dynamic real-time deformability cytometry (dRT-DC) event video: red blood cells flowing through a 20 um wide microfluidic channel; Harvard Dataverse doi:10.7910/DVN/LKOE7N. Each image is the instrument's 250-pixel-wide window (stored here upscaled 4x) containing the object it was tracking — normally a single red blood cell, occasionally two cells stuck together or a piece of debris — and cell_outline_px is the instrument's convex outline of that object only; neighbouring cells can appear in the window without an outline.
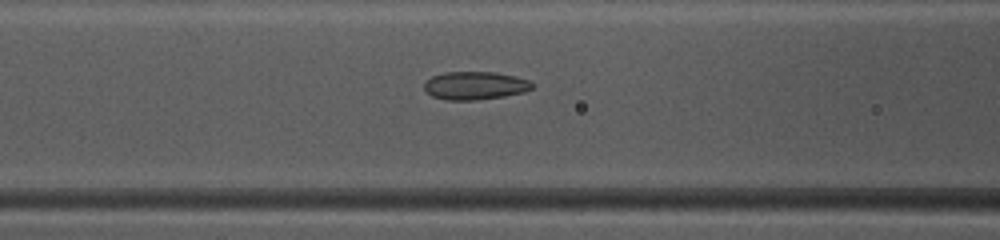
{"species": "common noctule bat (a hibernating species)", "species_latin": "Nyctalus noctula", "temperature_condition": "warm", "stored_images_in_passage": 41, "camera_frame_rate_fps": 3000, "um_per_image_px": 0.085, "animal": {"sex": "female", "body_mass_g": 10.0, "forearm_length_mm": 53.1}, "frame": {"image": 1, "passage_image": 13, "time_ms": 4.0, "image_size_px": [1000, 240], "cell_outline_px": [[532, 88], [524, 92], [504, 96], [476, 100], [444, 100], [432, 96], [424, 88], [424, 84], [432, 76], [444, 72], [496, 72], [528, 80], [532, 84]], "centroid_in_image_um": [40.35, 7.28], "position_along_channel_um": 126.3, "area_um2": 17.51}}
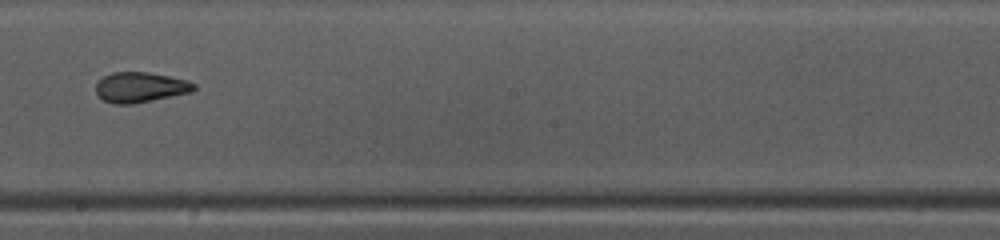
{"frame": {"image": 2, "passage_image": 21, "time_ms": 6.667, "image_size_px": [1000, 240], "cell_outline_px": [[196, 88], [192, 92], [132, 104], [112, 104], [104, 100], [96, 92], [96, 84], [104, 76], [112, 72], [148, 72], [188, 80], [196, 84]], "centroid_in_image_um": [11.94, 7.42], "position_along_channel_um": 236.3, "area_um2": 17.22}}
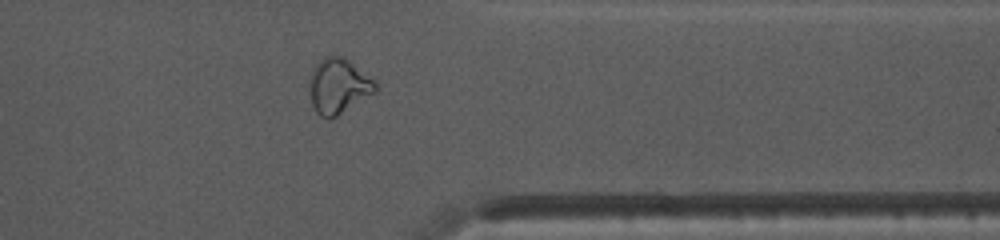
{"frame": {"image": 3, "passage_image": 32, "time_ms": 10.333, "image_size_px": [1000, 240], "cell_outline_px": [[376, 92], [336, 116], [328, 120], [320, 116], [316, 112], [312, 104], [308, 84], [308, 76], [312, 68], [324, 56], [344, 56], [376, 80]], "centroid_in_image_um": [28.74, 7.3], "position_along_channel_um": 382.7, "area_um2": 21.56}, "authors_computed_cell_mechanics": {"area_um2": 18.8428, "velocity_mm_per_s": 4.1209, "shape_relaxation_time_tau1_ms": null, "shape_relaxation_time_tau2_ms": 1.4655, "deformation_change_tau1": null, "deformation_change_tau2": 0.0744}}